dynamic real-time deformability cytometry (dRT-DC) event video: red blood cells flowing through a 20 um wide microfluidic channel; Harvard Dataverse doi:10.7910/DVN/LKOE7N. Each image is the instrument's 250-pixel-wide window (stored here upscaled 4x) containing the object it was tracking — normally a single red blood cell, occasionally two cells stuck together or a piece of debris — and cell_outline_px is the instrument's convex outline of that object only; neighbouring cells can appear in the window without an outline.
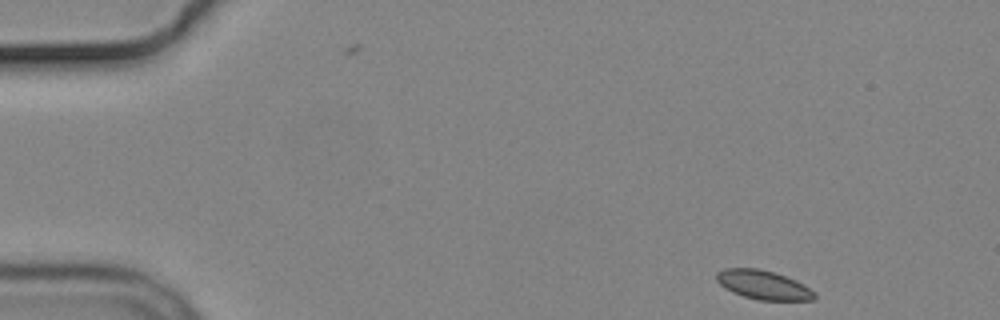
{"species": "common noctule bat (a hibernating species)", "species_latin": "Nyctalus noctula", "temperature_condition": "cold", "stored_images_in_passage": 4, "camera_frame_rate_fps": 3000, "um_per_image_px": 0.085, "animal": {"sex": "male", "body_mass_g": 19.2, "forearm_length_mm": 51.8}, "frame": {"image": 1, "passage_image": 1, "time_ms": 0.0, "image_size_px": [1000, 320], "cell_outline_px": [[816, 300], [760, 300], [744, 296], [732, 292], [724, 288], [716, 280], [716, 272], [724, 268], [760, 268], [776, 272], [796, 280], [804, 284], [816, 292]], "centroid_in_image_um": [64.9, 24.2], "position_along_channel_um": 20.1, "area_um2": 16.82}}
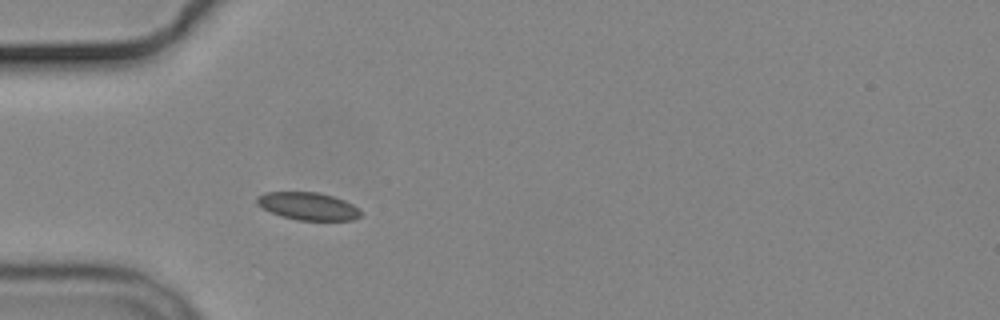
{"frame": {"image": 2, "passage_image": 4, "time_ms": 3.667, "image_size_px": [1000, 320], "cell_outline_px": [[360, 216], [352, 220], [296, 220], [280, 216], [256, 204], [256, 196], [264, 192], [316, 192], [332, 196], [344, 200], [352, 204], [360, 212]], "centroid_in_image_um": [26.13, 17.52], "position_along_channel_um": 58.9, "area_um2": 16.59}}